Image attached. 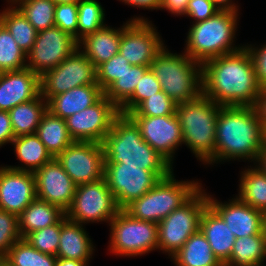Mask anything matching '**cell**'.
I'll return each mask as SVG.
<instances>
[{
	"mask_svg": "<svg viewBox=\"0 0 266 266\" xmlns=\"http://www.w3.org/2000/svg\"><path fill=\"white\" fill-rule=\"evenodd\" d=\"M27 68L26 53L17 45L8 29L0 22V73Z\"/></svg>",
	"mask_w": 266,
	"mask_h": 266,
	"instance_id": "obj_38",
	"label": "cell"
},
{
	"mask_svg": "<svg viewBox=\"0 0 266 266\" xmlns=\"http://www.w3.org/2000/svg\"><path fill=\"white\" fill-rule=\"evenodd\" d=\"M149 66L132 65L117 79L104 95L119 109L134 93L140 78Z\"/></svg>",
	"mask_w": 266,
	"mask_h": 266,
	"instance_id": "obj_35",
	"label": "cell"
},
{
	"mask_svg": "<svg viewBox=\"0 0 266 266\" xmlns=\"http://www.w3.org/2000/svg\"><path fill=\"white\" fill-rule=\"evenodd\" d=\"M200 231L209 242L214 255L224 265L230 259L235 236L223 219L209 205L201 215Z\"/></svg>",
	"mask_w": 266,
	"mask_h": 266,
	"instance_id": "obj_25",
	"label": "cell"
},
{
	"mask_svg": "<svg viewBox=\"0 0 266 266\" xmlns=\"http://www.w3.org/2000/svg\"><path fill=\"white\" fill-rule=\"evenodd\" d=\"M11 144L15 148L17 159L22 164L10 165L9 168L34 173L53 159L36 133L15 137Z\"/></svg>",
	"mask_w": 266,
	"mask_h": 266,
	"instance_id": "obj_26",
	"label": "cell"
},
{
	"mask_svg": "<svg viewBox=\"0 0 266 266\" xmlns=\"http://www.w3.org/2000/svg\"><path fill=\"white\" fill-rule=\"evenodd\" d=\"M254 165L266 174V149L264 147L259 153V157Z\"/></svg>",
	"mask_w": 266,
	"mask_h": 266,
	"instance_id": "obj_53",
	"label": "cell"
},
{
	"mask_svg": "<svg viewBox=\"0 0 266 266\" xmlns=\"http://www.w3.org/2000/svg\"><path fill=\"white\" fill-rule=\"evenodd\" d=\"M37 198L32 172L0 166V209L19 216Z\"/></svg>",
	"mask_w": 266,
	"mask_h": 266,
	"instance_id": "obj_20",
	"label": "cell"
},
{
	"mask_svg": "<svg viewBox=\"0 0 266 266\" xmlns=\"http://www.w3.org/2000/svg\"><path fill=\"white\" fill-rule=\"evenodd\" d=\"M239 12L220 10L214 16L192 23L187 34L184 52L199 63L231 54L244 46H236ZM235 45V46H234Z\"/></svg>",
	"mask_w": 266,
	"mask_h": 266,
	"instance_id": "obj_5",
	"label": "cell"
},
{
	"mask_svg": "<svg viewBox=\"0 0 266 266\" xmlns=\"http://www.w3.org/2000/svg\"><path fill=\"white\" fill-rule=\"evenodd\" d=\"M129 117L139 127L143 140L172 165L175 150L183 144L182 129L177 115Z\"/></svg>",
	"mask_w": 266,
	"mask_h": 266,
	"instance_id": "obj_17",
	"label": "cell"
},
{
	"mask_svg": "<svg viewBox=\"0 0 266 266\" xmlns=\"http://www.w3.org/2000/svg\"><path fill=\"white\" fill-rule=\"evenodd\" d=\"M102 147L104 163L139 166L164 178L174 171L173 165L143 140L139 127L128 115L119 114L114 119Z\"/></svg>",
	"mask_w": 266,
	"mask_h": 266,
	"instance_id": "obj_3",
	"label": "cell"
},
{
	"mask_svg": "<svg viewBox=\"0 0 266 266\" xmlns=\"http://www.w3.org/2000/svg\"><path fill=\"white\" fill-rule=\"evenodd\" d=\"M255 109L261 120V124L266 126V87L260 89Z\"/></svg>",
	"mask_w": 266,
	"mask_h": 266,
	"instance_id": "obj_50",
	"label": "cell"
},
{
	"mask_svg": "<svg viewBox=\"0 0 266 266\" xmlns=\"http://www.w3.org/2000/svg\"><path fill=\"white\" fill-rule=\"evenodd\" d=\"M149 68L162 90L177 104L194 100L202 94V64L185 52L171 53L164 46Z\"/></svg>",
	"mask_w": 266,
	"mask_h": 266,
	"instance_id": "obj_6",
	"label": "cell"
},
{
	"mask_svg": "<svg viewBox=\"0 0 266 266\" xmlns=\"http://www.w3.org/2000/svg\"><path fill=\"white\" fill-rule=\"evenodd\" d=\"M36 134L53 158L74 141L68 132L65 119L48 110L42 116Z\"/></svg>",
	"mask_w": 266,
	"mask_h": 266,
	"instance_id": "obj_29",
	"label": "cell"
},
{
	"mask_svg": "<svg viewBox=\"0 0 266 266\" xmlns=\"http://www.w3.org/2000/svg\"><path fill=\"white\" fill-rule=\"evenodd\" d=\"M170 259L176 266H223L200 229Z\"/></svg>",
	"mask_w": 266,
	"mask_h": 266,
	"instance_id": "obj_28",
	"label": "cell"
},
{
	"mask_svg": "<svg viewBox=\"0 0 266 266\" xmlns=\"http://www.w3.org/2000/svg\"><path fill=\"white\" fill-rule=\"evenodd\" d=\"M129 21L117 29L105 25L78 42V48L94 64L96 69L119 53L121 32Z\"/></svg>",
	"mask_w": 266,
	"mask_h": 266,
	"instance_id": "obj_23",
	"label": "cell"
},
{
	"mask_svg": "<svg viewBox=\"0 0 266 266\" xmlns=\"http://www.w3.org/2000/svg\"><path fill=\"white\" fill-rule=\"evenodd\" d=\"M119 210L106 179L102 178L93 183L76 186L72 204L65 216L82 225L93 222L109 224Z\"/></svg>",
	"mask_w": 266,
	"mask_h": 266,
	"instance_id": "obj_10",
	"label": "cell"
},
{
	"mask_svg": "<svg viewBox=\"0 0 266 266\" xmlns=\"http://www.w3.org/2000/svg\"><path fill=\"white\" fill-rule=\"evenodd\" d=\"M110 253L135 257L158 250V224L132 218L120 209L110 221Z\"/></svg>",
	"mask_w": 266,
	"mask_h": 266,
	"instance_id": "obj_9",
	"label": "cell"
},
{
	"mask_svg": "<svg viewBox=\"0 0 266 266\" xmlns=\"http://www.w3.org/2000/svg\"><path fill=\"white\" fill-rule=\"evenodd\" d=\"M78 3L55 5V26L67 32L77 40Z\"/></svg>",
	"mask_w": 266,
	"mask_h": 266,
	"instance_id": "obj_44",
	"label": "cell"
},
{
	"mask_svg": "<svg viewBox=\"0 0 266 266\" xmlns=\"http://www.w3.org/2000/svg\"><path fill=\"white\" fill-rule=\"evenodd\" d=\"M161 37L148 18L133 16L122 29L119 53L131 65L150 67L165 46Z\"/></svg>",
	"mask_w": 266,
	"mask_h": 266,
	"instance_id": "obj_13",
	"label": "cell"
},
{
	"mask_svg": "<svg viewBox=\"0 0 266 266\" xmlns=\"http://www.w3.org/2000/svg\"><path fill=\"white\" fill-rule=\"evenodd\" d=\"M221 105L201 94L177 105L176 115L182 129L183 144L203 164H214L216 122Z\"/></svg>",
	"mask_w": 266,
	"mask_h": 266,
	"instance_id": "obj_4",
	"label": "cell"
},
{
	"mask_svg": "<svg viewBox=\"0 0 266 266\" xmlns=\"http://www.w3.org/2000/svg\"><path fill=\"white\" fill-rule=\"evenodd\" d=\"M0 266H13L5 257H0Z\"/></svg>",
	"mask_w": 266,
	"mask_h": 266,
	"instance_id": "obj_55",
	"label": "cell"
},
{
	"mask_svg": "<svg viewBox=\"0 0 266 266\" xmlns=\"http://www.w3.org/2000/svg\"><path fill=\"white\" fill-rule=\"evenodd\" d=\"M266 235L235 238L230 259L226 266H265Z\"/></svg>",
	"mask_w": 266,
	"mask_h": 266,
	"instance_id": "obj_31",
	"label": "cell"
},
{
	"mask_svg": "<svg viewBox=\"0 0 266 266\" xmlns=\"http://www.w3.org/2000/svg\"><path fill=\"white\" fill-rule=\"evenodd\" d=\"M240 176L239 192L236 196L242 202L266 213V174L258 167L250 165L241 171Z\"/></svg>",
	"mask_w": 266,
	"mask_h": 266,
	"instance_id": "obj_32",
	"label": "cell"
},
{
	"mask_svg": "<svg viewBox=\"0 0 266 266\" xmlns=\"http://www.w3.org/2000/svg\"><path fill=\"white\" fill-rule=\"evenodd\" d=\"M264 232L266 234V213H264Z\"/></svg>",
	"mask_w": 266,
	"mask_h": 266,
	"instance_id": "obj_57",
	"label": "cell"
},
{
	"mask_svg": "<svg viewBox=\"0 0 266 266\" xmlns=\"http://www.w3.org/2000/svg\"><path fill=\"white\" fill-rule=\"evenodd\" d=\"M55 266H89V262L57 258Z\"/></svg>",
	"mask_w": 266,
	"mask_h": 266,
	"instance_id": "obj_52",
	"label": "cell"
},
{
	"mask_svg": "<svg viewBox=\"0 0 266 266\" xmlns=\"http://www.w3.org/2000/svg\"><path fill=\"white\" fill-rule=\"evenodd\" d=\"M203 188L158 223V250L169 257H173L200 229L201 215L208 206L207 192Z\"/></svg>",
	"mask_w": 266,
	"mask_h": 266,
	"instance_id": "obj_8",
	"label": "cell"
},
{
	"mask_svg": "<svg viewBox=\"0 0 266 266\" xmlns=\"http://www.w3.org/2000/svg\"><path fill=\"white\" fill-rule=\"evenodd\" d=\"M162 91L155 74L149 68L140 78L133 95L119 108L120 114L127 115L134 111L145 99Z\"/></svg>",
	"mask_w": 266,
	"mask_h": 266,
	"instance_id": "obj_40",
	"label": "cell"
},
{
	"mask_svg": "<svg viewBox=\"0 0 266 266\" xmlns=\"http://www.w3.org/2000/svg\"><path fill=\"white\" fill-rule=\"evenodd\" d=\"M64 215L59 207L36 198L18 216L20 236L56 224Z\"/></svg>",
	"mask_w": 266,
	"mask_h": 266,
	"instance_id": "obj_27",
	"label": "cell"
},
{
	"mask_svg": "<svg viewBox=\"0 0 266 266\" xmlns=\"http://www.w3.org/2000/svg\"><path fill=\"white\" fill-rule=\"evenodd\" d=\"M235 197L223 203L207 193L208 205L223 219L235 238L266 235L264 213Z\"/></svg>",
	"mask_w": 266,
	"mask_h": 266,
	"instance_id": "obj_18",
	"label": "cell"
},
{
	"mask_svg": "<svg viewBox=\"0 0 266 266\" xmlns=\"http://www.w3.org/2000/svg\"><path fill=\"white\" fill-rule=\"evenodd\" d=\"M33 174L37 199L55 205L66 212L72 204L76 185L57 159L53 158Z\"/></svg>",
	"mask_w": 266,
	"mask_h": 266,
	"instance_id": "obj_19",
	"label": "cell"
},
{
	"mask_svg": "<svg viewBox=\"0 0 266 266\" xmlns=\"http://www.w3.org/2000/svg\"><path fill=\"white\" fill-rule=\"evenodd\" d=\"M172 171L152 189L123 210L132 218L159 223L185 204L201 187L198 181H178Z\"/></svg>",
	"mask_w": 266,
	"mask_h": 266,
	"instance_id": "obj_7",
	"label": "cell"
},
{
	"mask_svg": "<svg viewBox=\"0 0 266 266\" xmlns=\"http://www.w3.org/2000/svg\"><path fill=\"white\" fill-rule=\"evenodd\" d=\"M21 238L18 216L0 209V257H6L9 249Z\"/></svg>",
	"mask_w": 266,
	"mask_h": 266,
	"instance_id": "obj_43",
	"label": "cell"
},
{
	"mask_svg": "<svg viewBox=\"0 0 266 266\" xmlns=\"http://www.w3.org/2000/svg\"><path fill=\"white\" fill-rule=\"evenodd\" d=\"M103 95L104 91L98 84L79 86L50 97L47 100V110L62 119H66L93 105Z\"/></svg>",
	"mask_w": 266,
	"mask_h": 266,
	"instance_id": "obj_24",
	"label": "cell"
},
{
	"mask_svg": "<svg viewBox=\"0 0 266 266\" xmlns=\"http://www.w3.org/2000/svg\"><path fill=\"white\" fill-rule=\"evenodd\" d=\"M263 127H264L263 147L266 149V126Z\"/></svg>",
	"mask_w": 266,
	"mask_h": 266,
	"instance_id": "obj_56",
	"label": "cell"
},
{
	"mask_svg": "<svg viewBox=\"0 0 266 266\" xmlns=\"http://www.w3.org/2000/svg\"><path fill=\"white\" fill-rule=\"evenodd\" d=\"M84 226L67 219L65 215L61 218L57 258L90 262L95 246Z\"/></svg>",
	"mask_w": 266,
	"mask_h": 266,
	"instance_id": "obj_22",
	"label": "cell"
},
{
	"mask_svg": "<svg viewBox=\"0 0 266 266\" xmlns=\"http://www.w3.org/2000/svg\"><path fill=\"white\" fill-rule=\"evenodd\" d=\"M13 266H55L57 257L42 253L23 238L18 240L5 257Z\"/></svg>",
	"mask_w": 266,
	"mask_h": 266,
	"instance_id": "obj_36",
	"label": "cell"
},
{
	"mask_svg": "<svg viewBox=\"0 0 266 266\" xmlns=\"http://www.w3.org/2000/svg\"><path fill=\"white\" fill-rule=\"evenodd\" d=\"M122 3L128 4L132 7L151 9V10H161L160 0H119Z\"/></svg>",
	"mask_w": 266,
	"mask_h": 266,
	"instance_id": "obj_49",
	"label": "cell"
},
{
	"mask_svg": "<svg viewBox=\"0 0 266 266\" xmlns=\"http://www.w3.org/2000/svg\"><path fill=\"white\" fill-rule=\"evenodd\" d=\"M261 87L244 46L202 63V94L221 106H255Z\"/></svg>",
	"mask_w": 266,
	"mask_h": 266,
	"instance_id": "obj_1",
	"label": "cell"
},
{
	"mask_svg": "<svg viewBox=\"0 0 266 266\" xmlns=\"http://www.w3.org/2000/svg\"><path fill=\"white\" fill-rule=\"evenodd\" d=\"M220 10L239 12V6L232 0H211Z\"/></svg>",
	"mask_w": 266,
	"mask_h": 266,
	"instance_id": "obj_51",
	"label": "cell"
},
{
	"mask_svg": "<svg viewBox=\"0 0 266 266\" xmlns=\"http://www.w3.org/2000/svg\"><path fill=\"white\" fill-rule=\"evenodd\" d=\"M0 12V22L8 29L17 45L27 54L34 45L38 31L22 12L10 1Z\"/></svg>",
	"mask_w": 266,
	"mask_h": 266,
	"instance_id": "obj_33",
	"label": "cell"
},
{
	"mask_svg": "<svg viewBox=\"0 0 266 266\" xmlns=\"http://www.w3.org/2000/svg\"><path fill=\"white\" fill-rule=\"evenodd\" d=\"M78 48V41L57 26L39 31L26 54L27 68L41 77L68 58Z\"/></svg>",
	"mask_w": 266,
	"mask_h": 266,
	"instance_id": "obj_14",
	"label": "cell"
},
{
	"mask_svg": "<svg viewBox=\"0 0 266 266\" xmlns=\"http://www.w3.org/2000/svg\"><path fill=\"white\" fill-rule=\"evenodd\" d=\"M131 66L124 56L117 53L96 69L97 84L105 92Z\"/></svg>",
	"mask_w": 266,
	"mask_h": 266,
	"instance_id": "obj_42",
	"label": "cell"
},
{
	"mask_svg": "<svg viewBox=\"0 0 266 266\" xmlns=\"http://www.w3.org/2000/svg\"><path fill=\"white\" fill-rule=\"evenodd\" d=\"M245 47L250 52L256 73V79L261 88L266 87V44L255 47L247 43Z\"/></svg>",
	"mask_w": 266,
	"mask_h": 266,
	"instance_id": "obj_46",
	"label": "cell"
},
{
	"mask_svg": "<svg viewBox=\"0 0 266 266\" xmlns=\"http://www.w3.org/2000/svg\"><path fill=\"white\" fill-rule=\"evenodd\" d=\"M40 94V77L28 68L0 73V110L35 99Z\"/></svg>",
	"mask_w": 266,
	"mask_h": 266,
	"instance_id": "obj_21",
	"label": "cell"
},
{
	"mask_svg": "<svg viewBox=\"0 0 266 266\" xmlns=\"http://www.w3.org/2000/svg\"><path fill=\"white\" fill-rule=\"evenodd\" d=\"M220 9L211 0H189L184 15L193 18V23L214 16Z\"/></svg>",
	"mask_w": 266,
	"mask_h": 266,
	"instance_id": "obj_45",
	"label": "cell"
},
{
	"mask_svg": "<svg viewBox=\"0 0 266 266\" xmlns=\"http://www.w3.org/2000/svg\"><path fill=\"white\" fill-rule=\"evenodd\" d=\"M77 41L86 35L104 27L105 11L97 0H80L78 2Z\"/></svg>",
	"mask_w": 266,
	"mask_h": 266,
	"instance_id": "obj_37",
	"label": "cell"
},
{
	"mask_svg": "<svg viewBox=\"0 0 266 266\" xmlns=\"http://www.w3.org/2000/svg\"><path fill=\"white\" fill-rule=\"evenodd\" d=\"M46 111L47 101L40 94L8 111L15 137L36 133Z\"/></svg>",
	"mask_w": 266,
	"mask_h": 266,
	"instance_id": "obj_30",
	"label": "cell"
},
{
	"mask_svg": "<svg viewBox=\"0 0 266 266\" xmlns=\"http://www.w3.org/2000/svg\"><path fill=\"white\" fill-rule=\"evenodd\" d=\"M91 84H97L96 68L77 48L68 58L40 77V95L47 101L72 88Z\"/></svg>",
	"mask_w": 266,
	"mask_h": 266,
	"instance_id": "obj_11",
	"label": "cell"
},
{
	"mask_svg": "<svg viewBox=\"0 0 266 266\" xmlns=\"http://www.w3.org/2000/svg\"><path fill=\"white\" fill-rule=\"evenodd\" d=\"M177 103L163 90L145 99L128 116H168L176 114Z\"/></svg>",
	"mask_w": 266,
	"mask_h": 266,
	"instance_id": "obj_39",
	"label": "cell"
},
{
	"mask_svg": "<svg viewBox=\"0 0 266 266\" xmlns=\"http://www.w3.org/2000/svg\"><path fill=\"white\" fill-rule=\"evenodd\" d=\"M56 159L76 186L104 178L102 143L73 141Z\"/></svg>",
	"mask_w": 266,
	"mask_h": 266,
	"instance_id": "obj_15",
	"label": "cell"
},
{
	"mask_svg": "<svg viewBox=\"0 0 266 266\" xmlns=\"http://www.w3.org/2000/svg\"><path fill=\"white\" fill-rule=\"evenodd\" d=\"M119 114V109L103 95L93 105L67 117L65 122L74 141L102 143Z\"/></svg>",
	"mask_w": 266,
	"mask_h": 266,
	"instance_id": "obj_16",
	"label": "cell"
},
{
	"mask_svg": "<svg viewBox=\"0 0 266 266\" xmlns=\"http://www.w3.org/2000/svg\"><path fill=\"white\" fill-rule=\"evenodd\" d=\"M15 135L11 124L8 111L0 110V148L13 141Z\"/></svg>",
	"mask_w": 266,
	"mask_h": 266,
	"instance_id": "obj_47",
	"label": "cell"
},
{
	"mask_svg": "<svg viewBox=\"0 0 266 266\" xmlns=\"http://www.w3.org/2000/svg\"><path fill=\"white\" fill-rule=\"evenodd\" d=\"M263 136L264 127L255 106H221L214 163L241 159L255 164L263 148Z\"/></svg>",
	"mask_w": 266,
	"mask_h": 266,
	"instance_id": "obj_2",
	"label": "cell"
},
{
	"mask_svg": "<svg viewBox=\"0 0 266 266\" xmlns=\"http://www.w3.org/2000/svg\"><path fill=\"white\" fill-rule=\"evenodd\" d=\"M189 0H160L161 10H167L172 15L182 16Z\"/></svg>",
	"mask_w": 266,
	"mask_h": 266,
	"instance_id": "obj_48",
	"label": "cell"
},
{
	"mask_svg": "<svg viewBox=\"0 0 266 266\" xmlns=\"http://www.w3.org/2000/svg\"><path fill=\"white\" fill-rule=\"evenodd\" d=\"M104 178L119 209L139 199L162 178L160 173L124 163H104Z\"/></svg>",
	"mask_w": 266,
	"mask_h": 266,
	"instance_id": "obj_12",
	"label": "cell"
},
{
	"mask_svg": "<svg viewBox=\"0 0 266 266\" xmlns=\"http://www.w3.org/2000/svg\"><path fill=\"white\" fill-rule=\"evenodd\" d=\"M55 4L78 3L80 0H52Z\"/></svg>",
	"mask_w": 266,
	"mask_h": 266,
	"instance_id": "obj_54",
	"label": "cell"
},
{
	"mask_svg": "<svg viewBox=\"0 0 266 266\" xmlns=\"http://www.w3.org/2000/svg\"><path fill=\"white\" fill-rule=\"evenodd\" d=\"M39 32L55 26V3L52 0H9Z\"/></svg>",
	"mask_w": 266,
	"mask_h": 266,
	"instance_id": "obj_34",
	"label": "cell"
},
{
	"mask_svg": "<svg viewBox=\"0 0 266 266\" xmlns=\"http://www.w3.org/2000/svg\"><path fill=\"white\" fill-rule=\"evenodd\" d=\"M60 233L61 219L56 224L28 233L23 239L40 252L56 256Z\"/></svg>",
	"mask_w": 266,
	"mask_h": 266,
	"instance_id": "obj_41",
	"label": "cell"
}]
</instances>
